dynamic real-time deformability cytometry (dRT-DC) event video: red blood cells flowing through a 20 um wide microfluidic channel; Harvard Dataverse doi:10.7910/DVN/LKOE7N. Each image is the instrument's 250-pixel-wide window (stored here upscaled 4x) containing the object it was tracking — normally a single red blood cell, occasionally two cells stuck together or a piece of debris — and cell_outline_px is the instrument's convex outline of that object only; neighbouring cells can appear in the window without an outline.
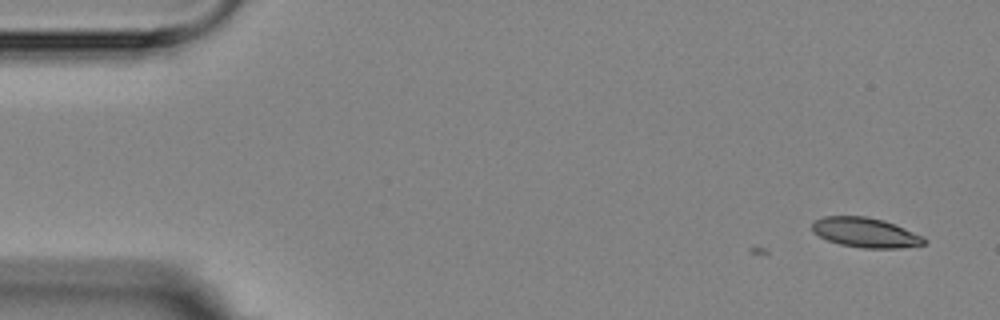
{"species": "Egyptian fruit bat (a non-hibernating species)", "species_latin": "Rousettus aegyptiacus", "temperature_condition": "room temperature", "stored_images_in_passage": 2, "camera_frame_rate_fps": 3000, "um_per_image_px": 0.085, "animal": {"sex": "female"}, "frame": {"image": 1, "passage_image": 2, "time_ms": 1.333, "image_size_px": [1000, 320], "cell_outline_px": [[928, 240], [924, 244], [900, 248], [860, 248], [840, 244], [828, 240], [812, 232], [812, 220], [824, 216], [864, 216], [884, 220], [924, 236]], "centroid_in_image_um": [73.55, 19.76], "position_along_channel_um": 11.4, "area_um2": 19.54}}